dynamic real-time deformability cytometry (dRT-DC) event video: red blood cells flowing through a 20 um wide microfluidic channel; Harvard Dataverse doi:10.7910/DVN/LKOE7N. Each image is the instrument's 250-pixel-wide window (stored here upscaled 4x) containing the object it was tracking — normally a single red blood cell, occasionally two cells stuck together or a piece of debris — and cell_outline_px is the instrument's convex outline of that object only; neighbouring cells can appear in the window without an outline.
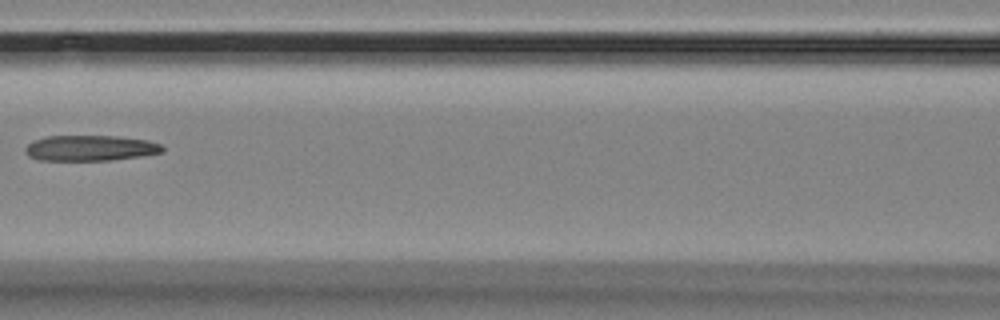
{"species": "Egyptian fruit bat (a non-hibernating species)", "species_latin": "Rousettus aegyptiacus", "temperature_condition": "room temperature", "stored_images_in_passage": 6, "camera_frame_rate_fps": 3000, "um_per_image_px": 0.085, "animal": {"sex": "female"}, "frame": {"image": 1, "passage_image": 3, "time_ms": 2.333, "image_size_px": [1000, 320], "cell_outline_px": [[164, 152], [140, 156], [112, 160], [40, 160], [28, 156], [24, 152], [24, 148], [28, 144], [36, 140], [48, 136], [116, 136], [148, 140], [160, 144], [164, 148]], "centroid_in_image_um": [7.68, 12.59], "position_along_channel_um": 158.9, "area_um2": 20.4}}
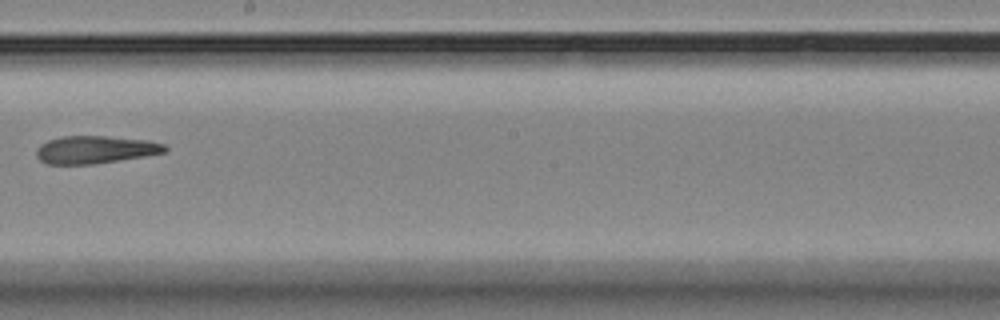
{"frame": {"image": 2, "passage_image": 5, "time_ms": 4.667, "image_size_px": [1000, 320], "cell_outline_px": [[168, 152], [144, 156], [92, 164], [48, 164], [40, 160], [36, 156], [36, 148], [40, 144], [48, 140], [60, 136], [108, 136], [148, 140], [164, 144], [168, 148]], "centroid_in_image_um": [8.09, 12.71], "position_along_channel_um": 240.1, "area_um2": 20.81}}
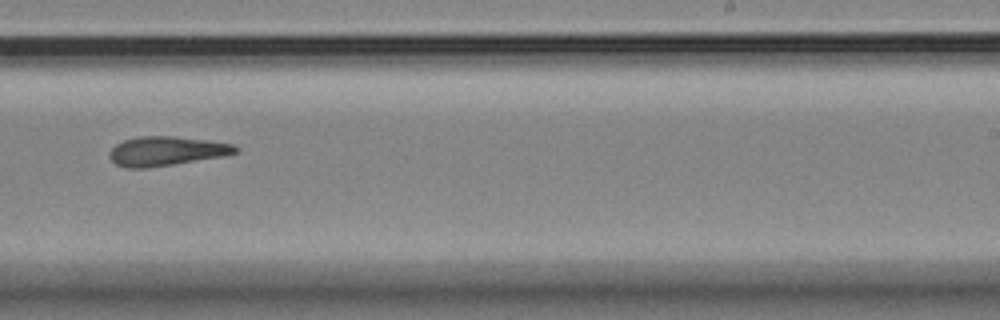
{"frame": {"image": 3, "passage_image": 6, "time_ms": 5.667, "image_size_px": [1000, 320], "cell_outline_px": [[240, 148], [236, 152], [224, 156], [148, 168], [124, 168], [116, 164], [108, 156], [112, 148], [116, 144], [124, 140], [140, 136], [172, 136], [204, 140], [232, 144]], "centroid_in_image_um": [14.11, 12.85], "position_along_channel_um": 274.9, "area_um2": 21.33}}